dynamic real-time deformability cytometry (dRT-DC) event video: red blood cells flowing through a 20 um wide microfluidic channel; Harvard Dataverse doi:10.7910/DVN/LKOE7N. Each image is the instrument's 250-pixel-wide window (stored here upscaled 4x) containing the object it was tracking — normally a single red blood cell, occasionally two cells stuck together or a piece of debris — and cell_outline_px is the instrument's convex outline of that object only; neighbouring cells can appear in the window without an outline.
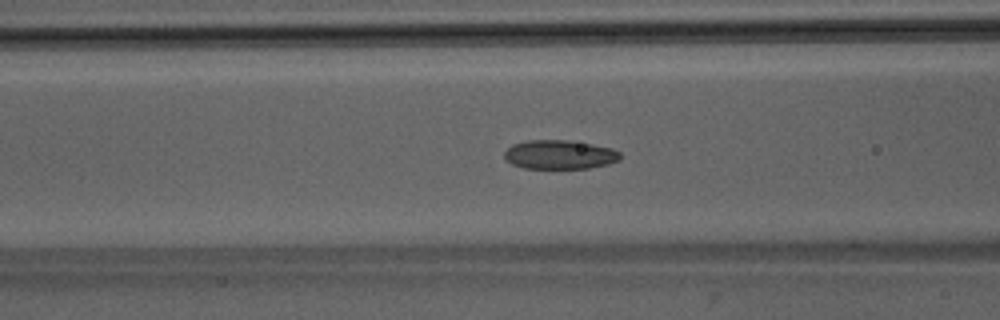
{"species": "Egyptian fruit bat (a non-hibernating species)", "species_latin": "Rousettus aegyptiacus", "temperature_condition": "room temperature", "stored_images_in_passage": 51, "segment_of_instrument_passage": [1, 2], "camera_frame_rate_fps": 3000, "um_per_image_px": 0.085, "animal": {"sex": "male"}, "frame": {"image": 1, "passage_image": 20, "time_ms": 6.333, "image_size_px": [1000, 320], "cell_outline_px": [[620, 160], [608, 164], [588, 168], [524, 168], [512, 164], [504, 160], [504, 152], [512, 144], [528, 140], [568, 140], [592, 144], [612, 148], [620, 152]], "centroid_in_image_um": [47.55, 13.14], "position_along_channel_um": 119.1, "area_um2": 19.65}}
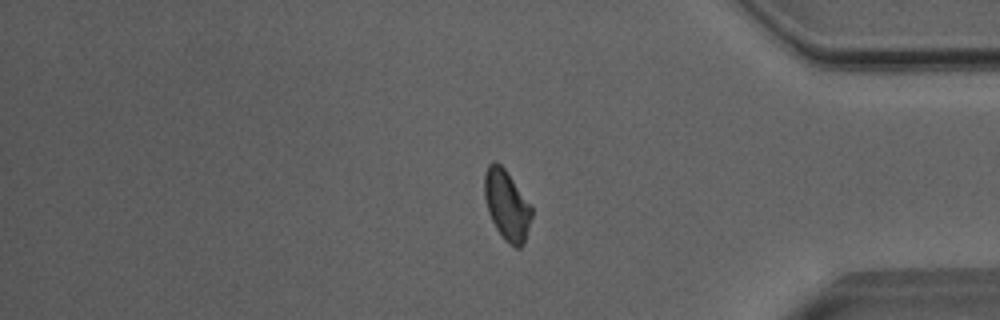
{"frame": {"image": 2, "passage_image": 42, "time_ms": 13.667, "image_size_px": [1000, 320], "cell_outline_px": [[532, 216], [524, 244], [520, 248], [516, 248], [504, 240], [496, 228], [488, 212], [484, 196], [484, 172], [488, 164], [492, 160], [496, 160], [504, 168], [532, 208]], "centroid_in_image_um": [43.05, 17.43], "position_along_channel_um": 392.1, "area_um2": 19.19}}
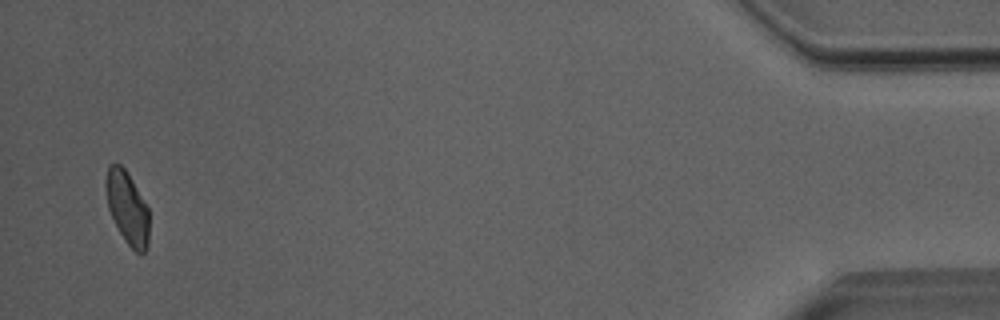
{"frame": {"image": 3, "passage_image": 49, "time_ms": 16.0, "image_size_px": [1000, 320], "cell_outline_px": [[148, 248], [140, 256], [124, 240], [108, 208], [104, 188], [108, 164], [120, 164], [124, 168], [132, 180], [148, 208]], "centroid_in_image_um": [10.81, 17.67], "position_along_channel_um": 424.4, "area_um2": 18.26}}